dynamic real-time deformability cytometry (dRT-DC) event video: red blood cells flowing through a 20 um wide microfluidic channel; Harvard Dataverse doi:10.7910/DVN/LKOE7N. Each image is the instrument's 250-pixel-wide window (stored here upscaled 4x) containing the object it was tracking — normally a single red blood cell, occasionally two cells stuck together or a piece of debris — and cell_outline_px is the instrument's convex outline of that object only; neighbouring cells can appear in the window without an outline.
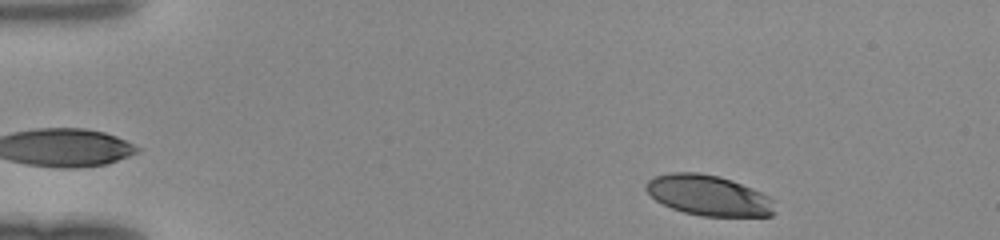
{"species": "human", "species_latin": "Homo sapiens", "temperature_condition": "room temperature", "stored_images_in_passage": 43, "camera_frame_rate_fps": 3000, "um_per_image_px": 0.085, "donor": {"sex": "female"}, "frame": {"image": 1, "passage_image": 2, "time_ms": 0.333, "image_size_px": [1000, 240], "cell_outline_px": [[776, 212], [772, 216], [700, 216], [684, 212], [672, 208], [656, 200], [644, 188], [644, 184], [652, 176], [668, 172], [700, 172], [720, 176], [732, 180], [752, 188], [776, 200]], "centroid_in_image_um": [60.25, 16.6], "position_along_channel_um": 24.8, "area_um2": 30.81}}
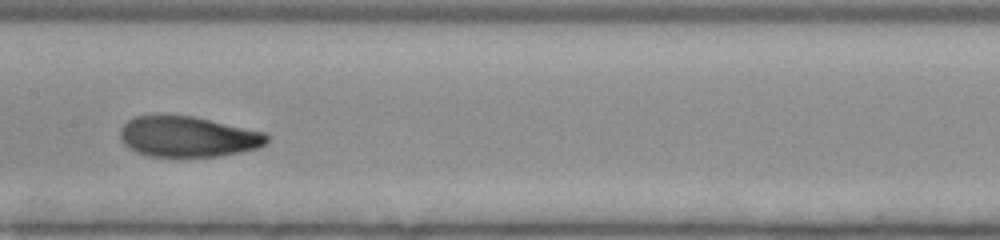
{"frame": {"image": 2, "passage_image": 20, "time_ms": 6.333, "image_size_px": [1000, 240], "cell_outline_px": [[268, 140], [260, 148], [220, 156], [148, 156], [136, 152], [128, 148], [120, 140], [120, 128], [128, 120], [136, 116], [160, 112], [192, 116], [268, 132]], "centroid_in_image_um": [15.94, 11.58], "position_along_channel_um": 191.5, "area_um2": 35.55}}
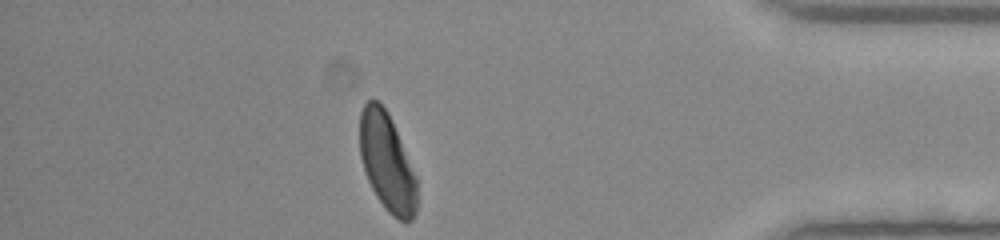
{"frame": {"image": 3, "passage_image": 37, "time_ms": 12.0, "image_size_px": [1000, 240], "cell_outline_px": [[416, 212], [412, 220], [400, 220], [392, 216], [384, 208], [376, 196], [368, 180], [360, 156], [360, 112], [364, 104], [372, 96], [388, 112], [416, 180]], "centroid_in_image_um": [32.86, 13.79], "position_along_channel_um": 402.3, "area_um2": 31.96}}